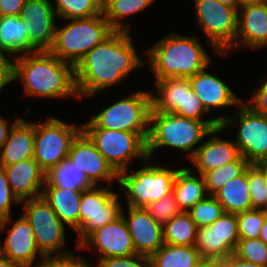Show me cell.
Wrapping results in <instances>:
<instances>
[{
  "label": "cell",
  "instance_id": "obj_1",
  "mask_svg": "<svg viewBox=\"0 0 267 267\" xmlns=\"http://www.w3.org/2000/svg\"><path fill=\"white\" fill-rule=\"evenodd\" d=\"M131 38L129 32L114 31L74 67L80 101L84 96L98 97L106 88L121 84L132 71L146 65Z\"/></svg>",
  "mask_w": 267,
  "mask_h": 267
},
{
  "label": "cell",
  "instance_id": "obj_2",
  "mask_svg": "<svg viewBox=\"0 0 267 267\" xmlns=\"http://www.w3.org/2000/svg\"><path fill=\"white\" fill-rule=\"evenodd\" d=\"M12 61L13 81H21L25 96L49 99L73 96L79 99L74 66L50 51L26 53Z\"/></svg>",
  "mask_w": 267,
  "mask_h": 267
},
{
  "label": "cell",
  "instance_id": "obj_3",
  "mask_svg": "<svg viewBox=\"0 0 267 267\" xmlns=\"http://www.w3.org/2000/svg\"><path fill=\"white\" fill-rule=\"evenodd\" d=\"M196 36L178 33L165 35L153 47L144 50L147 66L156 80L188 78L202 71L212 61Z\"/></svg>",
  "mask_w": 267,
  "mask_h": 267
},
{
  "label": "cell",
  "instance_id": "obj_4",
  "mask_svg": "<svg viewBox=\"0 0 267 267\" xmlns=\"http://www.w3.org/2000/svg\"><path fill=\"white\" fill-rule=\"evenodd\" d=\"M219 122H203L182 117L172 112L151 111L147 155L151 159L156 150L172 147L185 152L190 160L203 138L219 127Z\"/></svg>",
  "mask_w": 267,
  "mask_h": 267
},
{
  "label": "cell",
  "instance_id": "obj_5",
  "mask_svg": "<svg viewBox=\"0 0 267 267\" xmlns=\"http://www.w3.org/2000/svg\"><path fill=\"white\" fill-rule=\"evenodd\" d=\"M67 21L70 22L65 26L56 25L54 44L50 52L74 67L85 54L114 32L103 13L86 19Z\"/></svg>",
  "mask_w": 267,
  "mask_h": 267
},
{
  "label": "cell",
  "instance_id": "obj_6",
  "mask_svg": "<svg viewBox=\"0 0 267 267\" xmlns=\"http://www.w3.org/2000/svg\"><path fill=\"white\" fill-rule=\"evenodd\" d=\"M124 99L104 108L82 128H103L139 133L146 141L149 135L150 113L152 109L151 93L133 91Z\"/></svg>",
  "mask_w": 267,
  "mask_h": 267
},
{
  "label": "cell",
  "instance_id": "obj_7",
  "mask_svg": "<svg viewBox=\"0 0 267 267\" xmlns=\"http://www.w3.org/2000/svg\"><path fill=\"white\" fill-rule=\"evenodd\" d=\"M149 161V158L142 161L143 165L139 170L130 172L127 169L118 173L117 184L127 198V206L145 208L172 192L174 178L179 169L152 165Z\"/></svg>",
  "mask_w": 267,
  "mask_h": 267
},
{
  "label": "cell",
  "instance_id": "obj_8",
  "mask_svg": "<svg viewBox=\"0 0 267 267\" xmlns=\"http://www.w3.org/2000/svg\"><path fill=\"white\" fill-rule=\"evenodd\" d=\"M235 110L234 116L219 115L215 118L224 130L238 123L240 127L234 143L242 157L250 164H256L267 158V116L255 112L245 100Z\"/></svg>",
  "mask_w": 267,
  "mask_h": 267
},
{
  "label": "cell",
  "instance_id": "obj_9",
  "mask_svg": "<svg viewBox=\"0 0 267 267\" xmlns=\"http://www.w3.org/2000/svg\"><path fill=\"white\" fill-rule=\"evenodd\" d=\"M197 25L206 37L210 49L219 56L235 43L238 9L218 0H194Z\"/></svg>",
  "mask_w": 267,
  "mask_h": 267
},
{
  "label": "cell",
  "instance_id": "obj_10",
  "mask_svg": "<svg viewBox=\"0 0 267 267\" xmlns=\"http://www.w3.org/2000/svg\"><path fill=\"white\" fill-rule=\"evenodd\" d=\"M82 131L117 173L130 169L133 158H142L143 162L148 159L147 141L139 133L103 128Z\"/></svg>",
  "mask_w": 267,
  "mask_h": 267
},
{
  "label": "cell",
  "instance_id": "obj_11",
  "mask_svg": "<svg viewBox=\"0 0 267 267\" xmlns=\"http://www.w3.org/2000/svg\"><path fill=\"white\" fill-rule=\"evenodd\" d=\"M81 131L82 124H69L53 116L42 123L35 122L33 158L45 173L67 158L73 140Z\"/></svg>",
  "mask_w": 267,
  "mask_h": 267
},
{
  "label": "cell",
  "instance_id": "obj_12",
  "mask_svg": "<svg viewBox=\"0 0 267 267\" xmlns=\"http://www.w3.org/2000/svg\"><path fill=\"white\" fill-rule=\"evenodd\" d=\"M24 205L23 216L32 227L36 245L43 255H64L66 226L58 218L50 205L41 196L21 201ZM64 248V249H63Z\"/></svg>",
  "mask_w": 267,
  "mask_h": 267
},
{
  "label": "cell",
  "instance_id": "obj_13",
  "mask_svg": "<svg viewBox=\"0 0 267 267\" xmlns=\"http://www.w3.org/2000/svg\"><path fill=\"white\" fill-rule=\"evenodd\" d=\"M112 186H93L84 190L79 206L78 247L92 232L111 223L121 215L122 203Z\"/></svg>",
  "mask_w": 267,
  "mask_h": 267
},
{
  "label": "cell",
  "instance_id": "obj_14",
  "mask_svg": "<svg viewBox=\"0 0 267 267\" xmlns=\"http://www.w3.org/2000/svg\"><path fill=\"white\" fill-rule=\"evenodd\" d=\"M51 0H26L20 17L27 26L29 43L37 51H50L54 44L56 14Z\"/></svg>",
  "mask_w": 267,
  "mask_h": 267
},
{
  "label": "cell",
  "instance_id": "obj_15",
  "mask_svg": "<svg viewBox=\"0 0 267 267\" xmlns=\"http://www.w3.org/2000/svg\"><path fill=\"white\" fill-rule=\"evenodd\" d=\"M92 248L98 251L97 260L136 254L130 232L122 215L92 232L78 247H75L76 250L87 249L88 251H92Z\"/></svg>",
  "mask_w": 267,
  "mask_h": 267
},
{
  "label": "cell",
  "instance_id": "obj_16",
  "mask_svg": "<svg viewBox=\"0 0 267 267\" xmlns=\"http://www.w3.org/2000/svg\"><path fill=\"white\" fill-rule=\"evenodd\" d=\"M67 158L83 170L93 186H100L102 181L107 182V186H112L113 181L118 182V173L83 131L73 140Z\"/></svg>",
  "mask_w": 267,
  "mask_h": 267
},
{
  "label": "cell",
  "instance_id": "obj_17",
  "mask_svg": "<svg viewBox=\"0 0 267 267\" xmlns=\"http://www.w3.org/2000/svg\"><path fill=\"white\" fill-rule=\"evenodd\" d=\"M12 219L11 215L8 218L0 220V232L6 231L7 226L9 227L10 222H12V227H9L3 245L2 240H0V255L14 262H18L25 267H35L33 264L37 254L41 259L44 255L36 245L32 227L23 215L15 222Z\"/></svg>",
  "mask_w": 267,
  "mask_h": 267
},
{
  "label": "cell",
  "instance_id": "obj_18",
  "mask_svg": "<svg viewBox=\"0 0 267 267\" xmlns=\"http://www.w3.org/2000/svg\"><path fill=\"white\" fill-rule=\"evenodd\" d=\"M240 47L255 50L267 47V2L239 7L236 40L224 55Z\"/></svg>",
  "mask_w": 267,
  "mask_h": 267
},
{
  "label": "cell",
  "instance_id": "obj_19",
  "mask_svg": "<svg viewBox=\"0 0 267 267\" xmlns=\"http://www.w3.org/2000/svg\"><path fill=\"white\" fill-rule=\"evenodd\" d=\"M127 209L128 216H125L123 207L121 215L127 224L135 252L150 257L164 244L163 226L145 208L127 206Z\"/></svg>",
  "mask_w": 267,
  "mask_h": 267
},
{
  "label": "cell",
  "instance_id": "obj_20",
  "mask_svg": "<svg viewBox=\"0 0 267 267\" xmlns=\"http://www.w3.org/2000/svg\"><path fill=\"white\" fill-rule=\"evenodd\" d=\"M0 167L7 176L11 191L20 202L42 196L46 173L33 157Z\"/></svg>",
  "mask_w": 267,
  "mask_h": 267
},
{
  "label": "cell",
  "instance_id": "obj_21",
  "mask_svg": "<svg viewBox=\"0 0 267 267\" xmlns=\"http://www.w3.org/2000/svg\"><path fill=\"white\" fill-rule=\"evenodd\" d=\"M222 131L224 129L221 126L213 129L209 133V139L199 145L195 155L189 160L198 169L199 175L203 176L206 172L235 161L240 156L234 141L217 136Z\"/></svg>",
  "mask_w": 267,
  "mask_h": 267
},
{
  "label": "cell",
  "instance_id": "obj_22",
  "mask_svg": "<svg viewBox=\"0 0 267 267\" xmlns=\"http://www.w3.org/2000/svg\"><path fill=\"white\" fill-rule=\"evenodd\" d=\"M211 64L212 62L202 71L188 77L193 92L202 101L208 113L211 109H221L232 105L236 108L243 100L233 93L226 82L206 71Z\"/></svg>",
  "mask_w": 267,
  "mask_h": 267
},
{
  "label": "cell",
  "instance_id": "obj_23",
  "mask_svg": "<svg viewBox=\"0 0 267 267\" xmlns=\"http://www.w3.org/2000/svg\"><path fill=\"white\" fill-rule=\"evenodd\" d=\"M35 121L21 117L10 129L7 141L0 148V166L18 163L34 155Z\"/></svg>",
  "mask_w": 267,
  "mask_h": 267
},
{
  "label": "cell",
  "instance_id": "obj_24",
  "mask_svg": "<svg viewBox=\"0 0 267 267\" xmlns=\"http://www.w3.org/2000/svg\"><path fill=\"white\" fill-rule=\"evenodd\" d=\"M84 190H70L44 185L42 197L50 205L58 218L75 233L79 230V206Z\"/></svg>",
  "mask_w": 267,
  "mask_h": 267
},
{
  "label": "cell",
  "instance_id": "obj_25",
  "mask_svg": "<svg viewBox=\"0 0 267 267\" xmlns=\"http://www.w3.org/2000/svg\"><path fill=\"white\" fill-rule=\"evenodd\" d=\"M27 26L20 16L0 17V54L13 58L38 52L28 40Z\"/></svg>",
  "mask_w": 267,
  "mask_h": 267
},
{
  "label": "cell",
  "instance_id": "obj_26",
  "mask_svg": "<svg viewBox=\"0 0 267 267\" xmlns=\"http://www.w3.org/2000/svg\"><path fill=\"white\" fill-rule=\"evenodd\" d=\"M194 171L191 167H181L174 178L172 192L181 211H189L208 196L203 176Z\"/></svg>",
  "mask_w": 267,
  "mask_h": 267
},
{
  "label": "cell",
  "instance_id": "obj_27",
  "mask_svg": "<svg viewBox=\"0 0 267 267\" xmlns=\"http://www.w3.org/2000/svg\"><path fill=\"white\" fill-rule=\"evenodd\" d=\"M214 197L222 205L225 213L239 214L252 210L248 186V167L241 175L225 184Z\"/></svg>",
  "mask_w": 267,
  "mask_h": 267
},
{
  "label": "cell",
  "instance_id": "obj_28",
  "mask_svg": "<svg viewBox=\"0 0 267 267\" xmlns=\"http://www.w3.org/2000/svg\"><path fill=\"white\" fill-rule=\"evenodd\" d=\"M149 259L150 267H194L202 257L194 245L163 244Z\"/></svg>",
  "mask_w": 267,
  "mask_h": 267
},
{
  "label": "cell",
  "instance_id": "obj_29",
  "mask_svg": "<svg viewBox=\"0 0 267 267\" xmlns=\"http://www.w3.org/2000/svg\"><path fill=\"white\" fill-rule=\"evenodd\" d=\"M45 185H53L70 190H88L93 187L83 170H80L68 158H65L46 173Z\"/></svg>",
  "mask_w": 267,
  "mask_h": 267
},
{
  "label": "cell",
  "instance_id": "obj_30",
  "mask_svg": "<svg viewBox=\"0 0 267 267\" xmlns=\"http://www.w3.org/2000/svg\"><path fill=\"white\" fill-rule=\"evenodd\" d=\"M155 87L156 92H150L152 104L151 111L173 112L178 105H182V77L156 80Z\"/></svg>",
  "mask_w": 267,
  "mask_h": 267
},
{
  "label": "cell",
  "instance_id": "obj_31",
  "mask_svg": "<svg viewBox=\"0 0 267 267\" xmlns=\"http://www.w3.org/2000/svg\"><path fill=\"white\" fill-rule=\"evenodd\" d=\"M198 226L188 212L182 211L163 226V242L169 245H195Z\"/></svg>",
  "mask_w": 267,
  "mask_h": 267
},
{
  "label": "cell",
  "instance_id": "obj_32",
  "mask_svg": "<svg viewBox=\"0 0 267 267\" xmlns=\"http://www.w3.org/2000/svg\"><path fill=\"white\" fill-rule=\"evenodd\" d=\"M156 0H112L102 11L114 31L130 32L129 22L121 20L148 8ZM127 22V23H126Z\"/></svg>",
  "mask_w": 267,
  "mask_h": 267
},
{
  "label": "cell",
  "instance_id": "obj_33",
  "mask_svg": "<svg viewBox=\"0 0 267 267\" xmlns=\"http://www.w3.org/2000/svg\"><path fill=\"white\" fill-rule=\"evenodd\" d=\"M249 165L250 163L240 155L235 161L206 172L203 178L208 195L214 196L231 179L241 175Z\"/></svg>",
  "mask_w": 267,
  "mask_h": 267
},
{
  "label": "cell",
  "instance_id": "obj_34",
  "mask_svg": "<svg viewBox=\"0 0 267 267\" xmlns=\"http://www.w3.org/2000/svg\"><path fill=\"white\" fill-rule=\"evenodd\" d=\"M194 246L202 258L221 260L234 253L228 245H219V235L210 225L198 228Z\"/></svg>",
  "mask_w": 267,
  "mask_h": 267
},
{
  "label": "cell",
  "instance_id": "obj_35",
  "mask_svg": "<svg viewBox=\"0 0 267 267\" xmlns=\"http://www.w3.org/2000/svg\"><path fill=\"white\" fill-rule=\"evenodd\" d=\"M54 11L56 17L65 21L72 19H86L102 14V10L94 0H55Z\"/></svg>",
  "mask_w": 267,
  "mask_h": 267
},
{
  "label": "cell",
  "instance_id": "obj_36",
  "mask_svg": "<svg viewBox=\"0 0 267 267\" xmlns=\"http://www.w3.org/2000/svg\"><path fill=\"white\" fill-rule=\"evenodd\" d=\"M172 113L182 117L195 119L203 122H218L214 117L209 118L207 120H203V118H205V113H209L204 108L203 103L199 99L197 94L193 92L189 78H183L182 105H178Z\"/></svg>",
  "mask_w": 267,
  "mask_h": 267
},
{
  "label": "cell",
  "instance_id": "obj_37",
  "mask_svg": "<svg viewBox=\"0 0 267 267\" xmlns=\"http://www.w3.org/2000/svg\"><path fill=\"white\" fill-rule=\"evenodd\" d=\"M187 212L198 228L211 225L225 213L218 200L209 195L205 199L196 202Z\"/></svg>",
  "mask_w": 267,
  "mask_h": 267
},
{
  "label": "cell",
  "instance_id": "obj_38",
  "mask_svg": "<svg viewBox=\"0 0 267 267\" xmlns=\"http://www.w3.org/2000/svg\"><path fill=\"white\" fill-rule=\"evenodd\" d=\"M248 186L252 209L267 210V180L256 164L248 166Z\"/></svg>",
  "mask_w": 267,
  "mask_h": 267
},
{
  "label": "cell",
  "instance_id": "obj_39",
  "mask_svg": "<svg viewBox=\"0 0 267 267\" xmlns=\"http://www.w3.org/2000/svg\"><path fill=\"white\" fill-rule=\"evenodd\" d=\"M233 254L239 259L267 267V245L260 238H240Z\"/></svg>",
  "mask_w": 267,
  "mask_h": 267
},
{
  "label": "cell",
  "instance_id": "obj_40",
  "mask_svg": "<svg viewBox=\"0 0 267 267\" xmlns=\"http://www.w3.org/2000/svg\"><path fill=\"white\" fill-rule=\"evenodd\" d=\"M210 226L219 235V245H228L234 251L240 239L237 215L224 213Z\"/></svg>",
  "mask_w": 267,
  "mask_h": 267
},
{
  "label": "cell",
  "instance_id": "obj_41",
  "mask_svg": "<svg viewBox=\"0 0 267 267\" xmlns=\"http://www.w3.org/2000/svg\"><path fill=\"white\" fill-rule=\"evenodd\" d=\"M236 215L240 238H259L260 229L267 219V210L252 209Z\"/></svg>",
  "mask_w": 267,
  "mask_h": 267
},
{
  "label": "cell",
  "instance_id": "obj_42",
  "mask_svg": "<svg viewBox=\"0 0 267 267\" xmlns=\"http://www.w3.org/2000/svg\"><path fill=\"white\" fill-rule=\"evenodd\" d=\"M146 211L162 226L182 211L173 192L145 207Z\"/></svg>",
  "mask_w": 267,
  "mask_h": 267
},
{
  "label": "cell",
  "instance_id": "obj_43",
  "mask_svg": "<svg viewBox=\"0 0 267 267\" xmlns=\"http://www.w3.org/2000/svg\"><path fill=\"white\" fill-rule=\"evenodd\" d=\"M79 255H75L72 251L64 255H44L35 267H94Z\"/></svg>",
  "mask_w": 267,
  "mask_h": 267
},
{
  "label": "cell",
  "instance_id": "obj_44",
  "mask_svg": "<svg viewBox=\"0 0 267 267\" xmlns=\"http://www.w3.org/2000/svg\"><path fill=\"white\" fill-rule=\"evenodd\" d=\"M95 267H150V259L142 254L108 257L96 261Z\"/></svg>",
  "mask_w": 267,
  "mask_h": 267
},
{
  "label": "cell",
  "instance_id": "obj_45",
  "mask_svg": "<svg viewBox=\"0 0 267 267\" xmlns=\"http://www.w3.org/2000/svg\"><path fill=\"white\" fill-rule=\"evenodd\" d=\"M13 203L19 205L21 202L11 191L7 176L3 168L0 167V220L11 216Z\"/></svg>",
  "mask_w": 267,
  "mask_h": 267
},
{
  "label": "cell",
  "instance_id": "obj_46",
  "mask_svg": "<svg viewBox=\"0 0 267 267\" xmlns=\"http://www.w3.org/2000/svg\"><path fill=\"white\" fill-rule=\"evenodd\" d=\"M260 83L259 88H255V92H252V98L245 103L255 112L267 116V87Z\"/></svg>",
  "mask_w": 267,
  "mask_h": 267
},
{
  "label": "cell",
  "instance_id": "obj_47",
  "mask_svg": "<svg viewBox=\"0 0 267 267\" xmlns=\"http://www.w3.org/2000/svg\"><path fill=\"white\" fill-rule=\"evenodd\" d=\"M13 82V62L6 55L0 54V92Z\"/></svg>",
  "mask_w": 267,
  "mask_h": 267
},
{
  "label": "cell",
  "instance_id": "obj_48",
  "mask_svg": "<svg viewBox=\"0 0 267 267\" xmlns=\"http://www.w3.org/2000/svg\"><path fill=\"white\" fill-rule=\"evenodd\" d=\"M26 0H0V16H20Z\"/></svg>",
  "mask_w": 267,
  "mask_h": 267
},
{
  "label": "cell",
  "instance_id": "obj_49",
  "mask_svg": "<svg viewBox=\"0 0 267 267\" xmlns=\"http://www.w3.org/2000/svg\"><path fill=\"white\" fill-rule=\"evenodd\" d=\"M221 267H263L250 261L239 259L234 254L220 260Z\"/></svg>",
  "mask_w": 267,
  "mask_h": 267
},
{
  "label": "cell",
  "instance_id": "obj_50",
  "mask_svg": "<svg viewBox=\"0 0 267 267\" xmlns=\"http://www.w3.org/2000/svg\"><path fill=\"white\" fill-rule=\"evenodd\" d=\"M20 119V117L15 118L11 126L8 123V120L0 115V148L7 141L8 134L13 125Z\"/></svg>",
  "mask_w": 267,
  "mask_h": 267
},
{
  "label": "cell",
  "instance_id": "obj_51",
  "mask_svg": "<svg viewBox=\"0 0 267 267\" xmlns=\"http://www.w3.org/2000/svg\"><path fill=\"white\" fill-rule=\"evenodd\" d=\"M194 267H221L220 260L202 258Z\"/></svg>",
  "mask_w": 267,
  "mask_h": 267
},
{
  "label": "cell",
  "instance_id": "obj_52",
  "mask_svg": "<svg viewBox=\"0 0 267 267\" xmlns=\"http://www.w3.org/2000/svg\"><path fill=\"white\" fill-rule=\"evenodd\" d=\"M0 267H25V266L0 255Z\"/></svg>",
  "mask_w": 267,
  "mask_h": 267
},
{
  "label": "cell",
  "instance_id": "obj_53",
  "mask_svg": "<svg viewBox=\"0 0 267 267\" xmlns=\"http://www.w3.org/2000/svg\"><path fill=\"white\" fill-rule=\"evenodd\" d=\"M259 238L267 245V219L263 223V226L260 229Z\"/></svg>",
  "mask_w": 267,
  "mask_h": 267
},
{
  "label": "cell",
  "instance_id": "obj_54",
  "mask_svg": "<svg viewBox=\"0 0 267 267\" xmlns=\"http://www.w3.org/2000/svg\"><path fill=\"white\" fill-rule=\"evenodd\" d=\"M218 1L234 9H239L240 7L238 0H218Z\"/></svg>",
  "mask_w": 267,
  "mask_h": 267
},
{
  "label": "cell",
  "instance_id": "obj_55",
  "mask_svg": "<svg viewBox=\"0 0 267 267\" xmlns=\"http://www.w3.org/2000/svg\"><path fill=\"white\" fill-rule=\"evenodd\" d=\"M256 165L262 170L267 180V158H264L256 163Z\"/></svg>",
  "mask_w": 267,
  "mask_h": 267
},
{
  "label": "cell",
  "instance_id": "obj_56",
  "mask_svg": "<svg viewBox=\"0 0 267 267\" xmlns=\"http://www.w3.org/2000/svg\"><path fill=\"white\" fill-rule=\"evenodd\" d=\"M238 1H239L240 7L247 5V4H260V3L267 2V0H238Z\"/></svg>",
  "mask_w": 267,
  "mask_h": 267
},
{
  "label": "cell",
  "instance_id": "obj_57",
  "mask_svg": "<svg viewBox=\"0 0 267 267\" xmlns=\"http://www.w3.org/2000/svg\"><path fill=\"white\" fill-rule=\"evenodd\" d=\"M99 8L103 11L105 7L112 1V0H94Z\"/></svg>",
  "mask_w": 267,
  "mask_h": 267
},
{
  "label": "cell",
  "instance_id": "obj_58",
  "mask_svg": "<svg viewBox=\"0 0 267 267\" xmlns=\"http://www.w3.org/2000/svg\"><path fill=\"white\" fill-rule=\"evenodd\" d=\"M262 81V83L267 87V78L266 79H263V80H261Z\"/></svg>",
  "mask_w": 267,
  "mask_h": 267
}]
</instances>
